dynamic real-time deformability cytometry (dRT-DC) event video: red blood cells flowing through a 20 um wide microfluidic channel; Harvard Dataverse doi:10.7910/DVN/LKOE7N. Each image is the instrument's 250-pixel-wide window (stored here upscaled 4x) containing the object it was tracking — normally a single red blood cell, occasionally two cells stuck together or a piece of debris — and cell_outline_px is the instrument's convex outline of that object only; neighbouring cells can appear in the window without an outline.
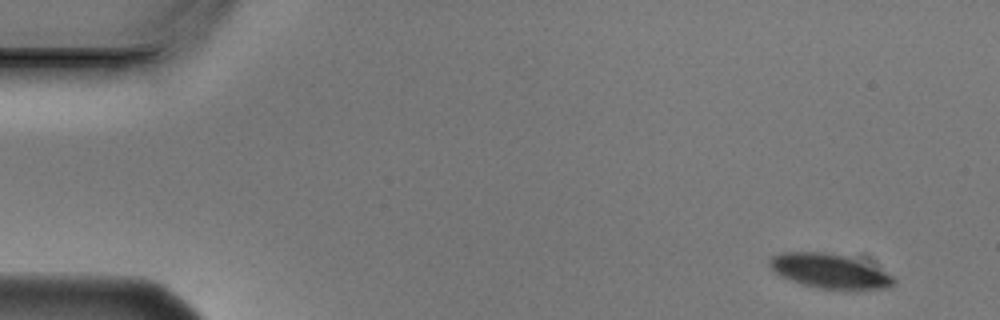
{"species": "Egyptian fruit bat (a non-hibernating species)", "species_latin": "Rousettus aegyptiacus", "temperature_condition": "cold", "stored_images_in_passage": 5, "segment_of_instrument_passage": [1, 2], "camera_frame_rate_fps": 3000, "um_per_image_px": 0.085, "animal": {"sex": "male"}, "frame": {"image": 1, "passage_image": 1, "time_ms": 0.0, "image_size_px": [1000, 320], "cell_outline_px": [[896, 284], [888, 288], [856, 292], [848, 292], [816, 288], [780, 276], [768, 264], [768, 260], [772, 256], [780, 252], [824, 252], [864, 256], [892, 276], [896, 280]], "centroid_in_image_um": [70.69, 23.05], "position_along_channel_um": 14.3, "area_um2": 26.76}}